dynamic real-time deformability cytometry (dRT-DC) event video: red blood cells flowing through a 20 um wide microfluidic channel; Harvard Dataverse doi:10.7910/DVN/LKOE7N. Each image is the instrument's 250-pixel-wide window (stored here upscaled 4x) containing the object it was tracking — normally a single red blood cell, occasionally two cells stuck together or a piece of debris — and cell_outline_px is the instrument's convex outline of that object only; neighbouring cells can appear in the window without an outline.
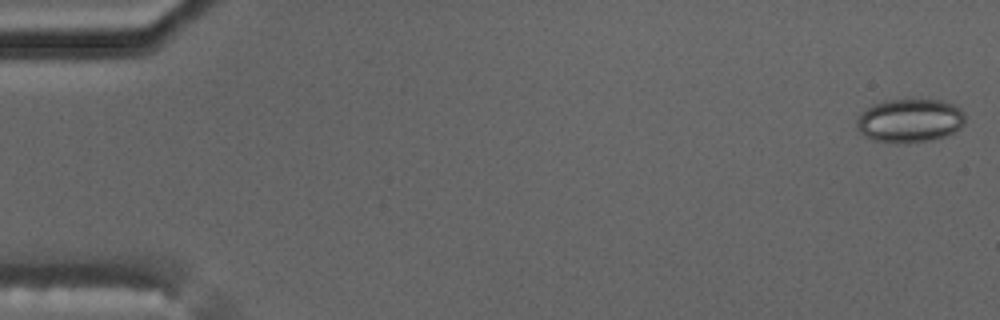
{"species": "common noctule bat (a hibernating species)", "species_latin": "Nyctalus noctula", "temperature_condition": "cold", "stored_images_in_passage": 5, "camera_frame_rate_fps": 3000, "um_per_image_px": 0.085, "animal": {"sex": "male", "body_mass_g": 17.5, "forearm_length_mm": 52.3}, "frame": {"image": 1, "passage_image": 1, "time_ms": 0.0, "image_size_px": [1000, 320], "cell_outline_px": [[964, 124], [960, 128], [944, 136], [932, 140], [904, 144], [892, 144], [872, 140], [864, 136], [856, 128], [856, 120], [860, 112], [872, 104], [884, 100], [940, 100], [952, 104], [960, 108], [964, 112]], "centroid_in_image_um": [77.28, 10.27], "position_along_channel_um": 7.7, "area_um2": 28.03}}